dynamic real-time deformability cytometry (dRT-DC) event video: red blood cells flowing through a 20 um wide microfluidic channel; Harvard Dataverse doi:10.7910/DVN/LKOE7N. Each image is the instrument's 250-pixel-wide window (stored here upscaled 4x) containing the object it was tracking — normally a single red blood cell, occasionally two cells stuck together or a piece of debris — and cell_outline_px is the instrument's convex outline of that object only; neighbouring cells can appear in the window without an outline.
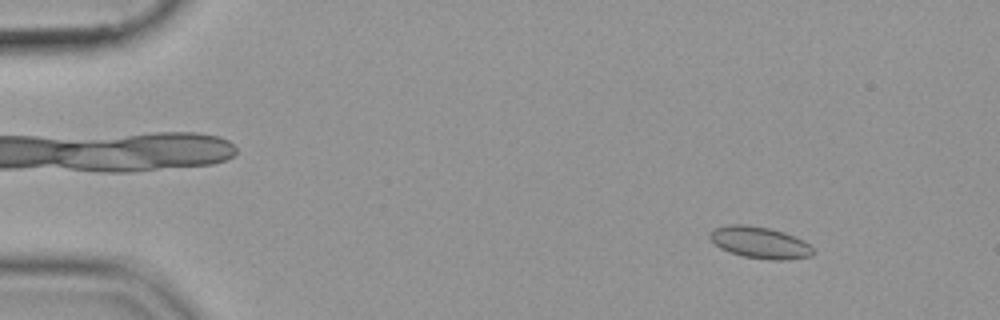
{"species": "common noctule bat (a hibernating species)", "species_latin": "Nyctalus noctula", "temperature_condition": "cold", "stored_images_in_passage": 54, "camera_frame_rate_fps": 3000, "um_per_image_px": 0.085, "animal": {"sex": "female", "body_mass_g": 19.9}, "frame": {"image": 1, "passage_image": 6, "time_ms": 1.667, "image_size_px": [1000, 320], "cell_outline_px": [[812, 256], [780, 260], [772, 260], [744, 256], [728, 252], [720, 248], [708, 236], [716, 228], [728, 224], [744, 224], [768, 228], [784, 232], [808, 244], [812, 248]], "centroid_in_image_um": [64.55, 20.61], "position_along_channel_um": 20.5, "area_um2": 18.61}}
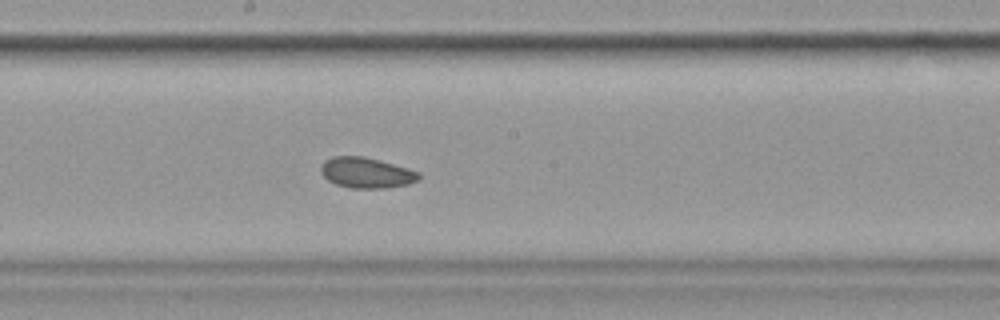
{"frame": {"image": 2, "passage_image": 30, "time_ms": 9.667, "image_size_px": [1000, 320], "cell_outline_px": [[420, 180], [408, 184], [388, 188], [352, 188], [336, 184], [328, 180], [320, 172], [320, 164], [324, 160], [332, 156], [364, 156], [408, 168], [420, 172]], "centroid_in_image_um": [31.14, 14.68], "position_along_channel_um": 217.1, "area_um2": 17.63}}
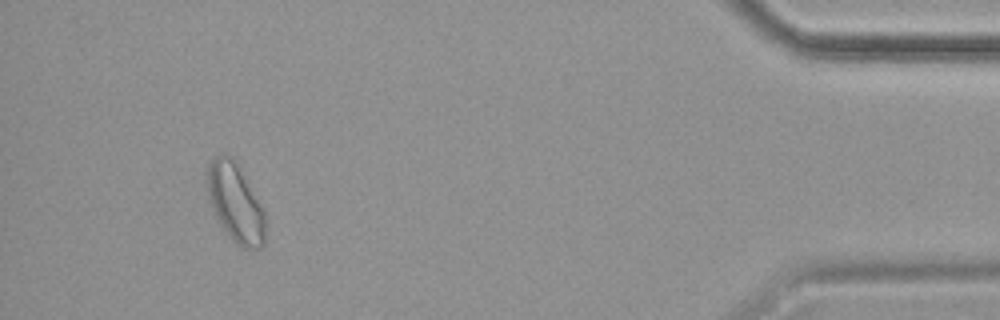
{"frame": {"image": 3, "passage_image": 51, "time_ms": 16.667, "image_size_px": [1000, 320], "cell_outline_px": [[264, 244], [260, 248], [240, 248], [228, 236], [220, 224], [216, 216], [208, 196], [204, 180], [208, 164], [216, 156], [232, 156], [264, 208]], "centroid_in_image_um": [19.98, 17.25], "position_along_channel_um": 415.2, "area_um2": 26.59}}